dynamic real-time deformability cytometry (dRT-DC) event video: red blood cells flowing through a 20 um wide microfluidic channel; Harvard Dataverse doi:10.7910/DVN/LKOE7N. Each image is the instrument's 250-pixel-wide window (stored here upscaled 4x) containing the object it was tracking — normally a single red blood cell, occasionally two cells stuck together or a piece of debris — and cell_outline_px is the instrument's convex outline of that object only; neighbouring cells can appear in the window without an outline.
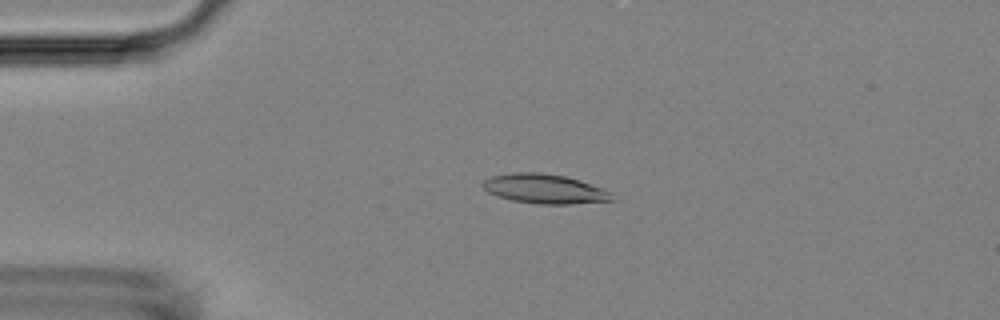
{"species": "Egyptian fruit bat (a non-hibernating species)", "species_latin": "Rousettus aegyptiacus", "temperature_condition": "room temperature", "stored_images_in_passage": 54, "camera_frame_rate_fps": 3000, "um_per_image_px": 0.085, "animal": {"sex": "female"}, "frame": {"image": 1, "passage_image": 12, "time_ms": 3.667, "image_size_px": [1000, 320], "cell_outline_px": [[616, 200], [572, 204], [536, 204], [512, 200], [496, 196], [488, 192], [480, 184], [484, 180], [492, 176], [512, 172], [540, 172], [564, 176], [580, 180], [604, 188], [612, 192]], "centroid_in_image_um": [46.32, 16.05], "position_along_channel_um": 38.7, "area_um2": 22.48}}
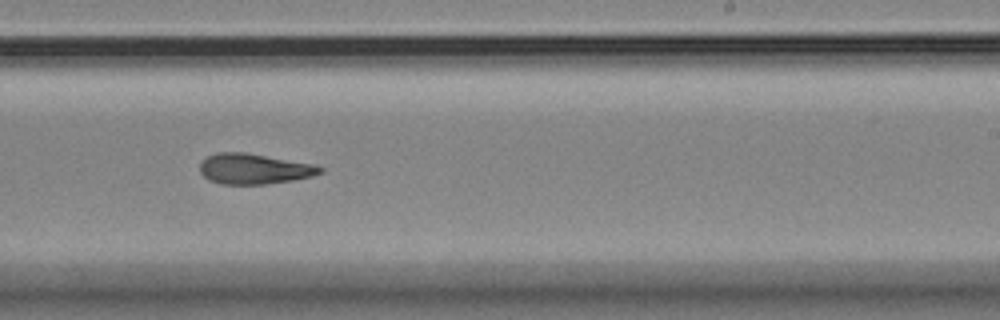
{"frame": {"image": 2, "passage_image": 33, "time_ms": 10.667, "image_size_px": [1000, 320], "cell_outline_px": [[324, 172], [312, 176], [292, 180], [264, 184], [220, 184], [208, 180], [200, 172], [200, 164], [208, 156], [216, 152], [244, 152], [316, 164], [324, 168]], "centroid_in_image_um": [21.62, 14.35], "position_along_channel_um": 267.4, "area_um2": 21.39}}
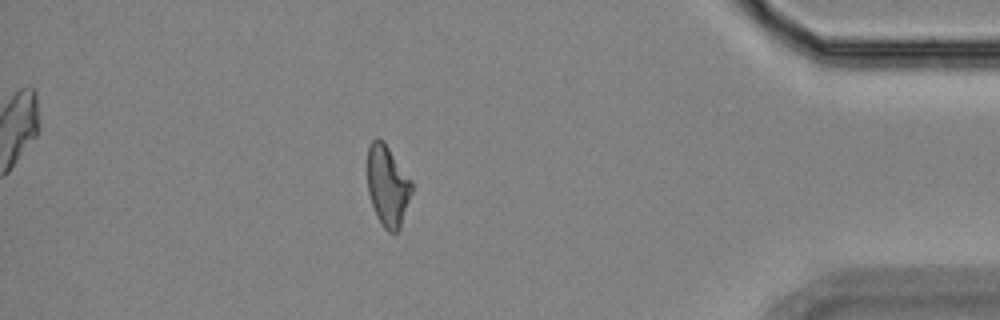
{"frame": {"image": 3, "passage_image": 47, "time_ms": 15.333, "image_size_px": [1000, 320], "cell_outline_px": [[412, 192], [400, 228], [396, 232], [388, 232], [384, 228], [376, 216], [368, 192], [368, 144], [376, 136], [384, 140], [412, 180]], "centroid_in_image_um": [32.95, 15.75], "position_along_channel_um": 402.3, "area_um2": 21.1}, "authors_computed_cell_mechanics": {"area_um2": 21.6461, "velocity_mm_per_s": 3.7029, "shape_relaxation_time_tau1_ms": 10.7661, "shape_relaxation_time_tau2_ms": 3.7643, "deformation_change_tau1": 0.2503, "deformation_change_tau2": 0.1383}}